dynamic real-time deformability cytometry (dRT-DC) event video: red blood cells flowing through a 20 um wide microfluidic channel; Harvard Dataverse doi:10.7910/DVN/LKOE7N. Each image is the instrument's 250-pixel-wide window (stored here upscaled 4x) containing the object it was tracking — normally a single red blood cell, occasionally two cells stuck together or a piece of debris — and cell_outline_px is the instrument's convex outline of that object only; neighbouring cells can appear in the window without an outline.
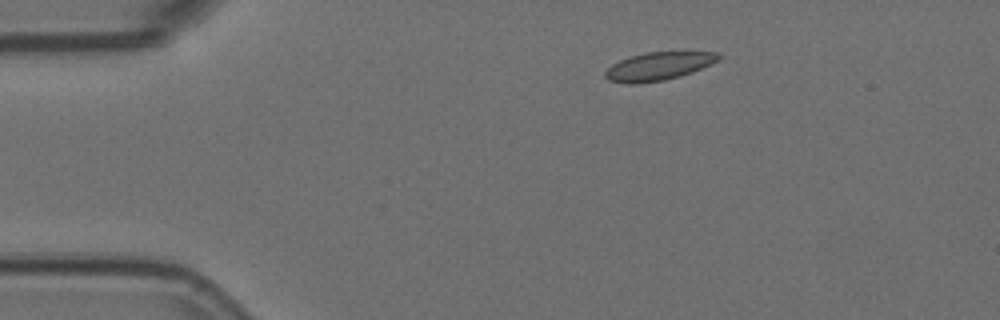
{"species": "Egyptian fruit bat (a non-hibernating species)", "species_latin": "Rousettus aegyptiacus", "temperature_condition": "room temperature", "stored_images_in_passage": 4, "camera_frame_rate_fps": 3000, "um_per_image_px": 0.085, "animal": {"sex": "female"}, "frame": {"image": 1, "passage_image": 1, "time_ms": 0.0, "image_size_px": [1000, 320], "cell_outline_px": [[720, 60], [712, 64], [692, 72], [680, 76], [664, 80], [640, 84], [624, 84], [608, 80], [604, 76], [604, 72], [612, 64], [628, 56], [644, 52], [692, 48], [720, 52]], "centroid_in_image_um": [56.07, 5.56], "position_along_channel_um": 28.9, "area_um2": 19.94}}
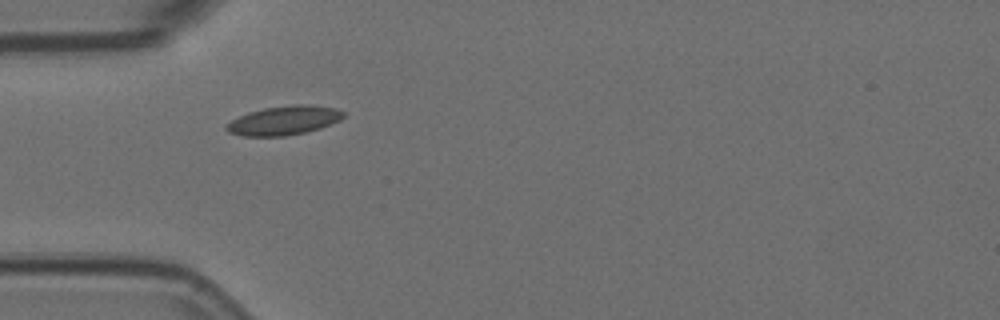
{"frame": {"image": 2, "passage_image": 3, "time_ms": 0.667, "image_size_px": [1000, 320], "cell_outline_px": [[344, 116], [340, 120], [320, 128], [304, 132], [284, 136], [244, 136], [228, 132], [224, 128], [224, 124], [248, 112], [264, 108], [296, 104], [308, 104], [336, 108], [344, 112]], "centroid_in_image_um": [24.12, 10.23], "position_along_channel_um": 60.9, "area_um2": 19.77}}
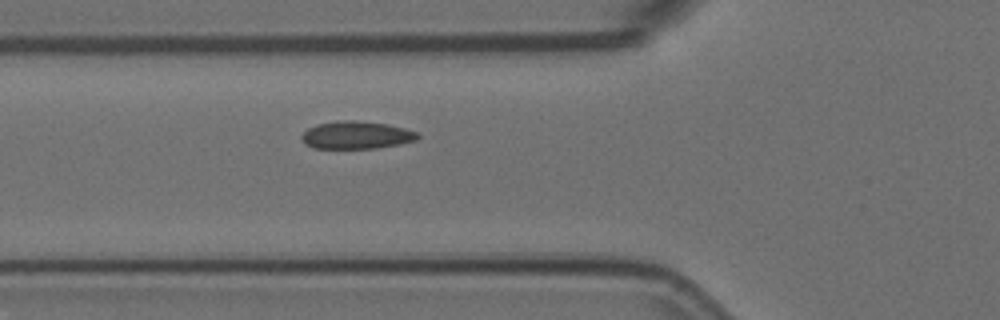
{"frame": {"image": 3, "passage_image": 4, "time_ms": 1.0, "image_size_px": [1000, 320], "cell_outline_px": [[420, 136], [416, 140], [400, 144], [376, 148], [312, 148], [304, 144], [300, 140], [300, 136], [308, 128], [316, 124], [336, 120], [356, 120], [388, 124], [420, 132]], "centroid_in_image_um": [30.27, 11.47], "position_along_channel_um": 95.5, "area_um2": 19.02}}